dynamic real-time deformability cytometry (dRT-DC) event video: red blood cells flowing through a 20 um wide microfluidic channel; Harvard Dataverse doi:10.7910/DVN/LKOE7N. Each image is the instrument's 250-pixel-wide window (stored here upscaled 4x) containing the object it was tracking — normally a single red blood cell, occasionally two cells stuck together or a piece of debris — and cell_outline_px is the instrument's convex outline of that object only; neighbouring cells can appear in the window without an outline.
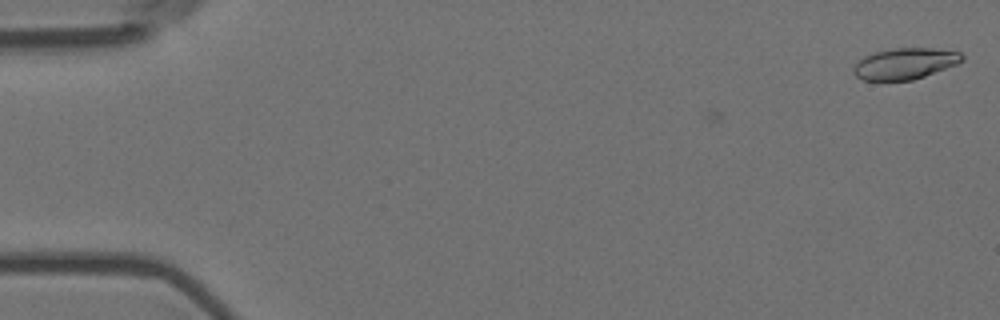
{"species": "Egyptian fruit bat (a non-hibernating species)", "species_latin": "Rousettus aegyptiacus", "temperature_condition": "room temperature", "stored_images_in_passage": 2, "camera_frame_rate_fps": 3000, "um_per_image_px": 0.085, "animal": {"sex": "female"}, "frame": {"image": 1, "passage_image": 2, "time_ms": 0.333, "image_size_px": [1000, 320], "cell_outline_px": [[964, 60], [956, 64], [924, 76], [912, 80], [864, 80], [856, 76], [852, 72], [852, 68], [864, 56], [876, 52], [896, 48], [932, 48], [960, 52], [964, 56]], "centroid_in_image_um": [76.92, 5.4], "position_along_channel_um": 8.1, "area_um2": 19.48}}